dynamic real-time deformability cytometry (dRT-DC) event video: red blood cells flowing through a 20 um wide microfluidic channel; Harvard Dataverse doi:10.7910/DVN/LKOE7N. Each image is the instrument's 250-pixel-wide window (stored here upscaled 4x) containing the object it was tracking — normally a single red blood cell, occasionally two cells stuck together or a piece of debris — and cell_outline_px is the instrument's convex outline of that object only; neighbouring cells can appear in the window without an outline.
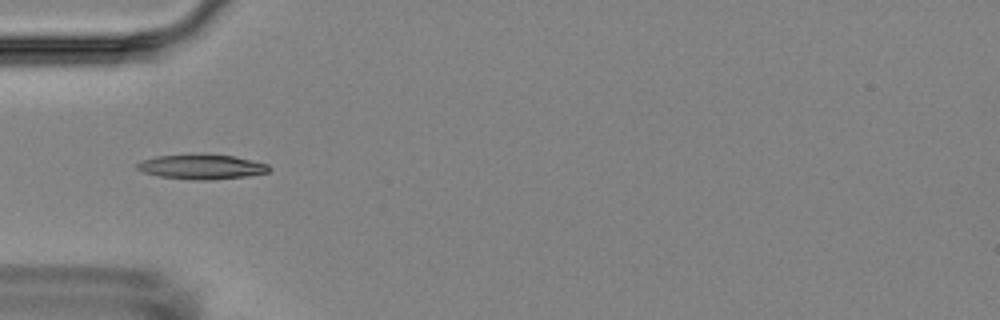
{"species": "Egyptian fruit bat (a non-hibernating species)", "species_latin": "Rousettus aegyptiacus", "temperature_condition": "room temperature", "stored_images_in_passage": 4, "camera_frame_rate_fps": 3000, "um_per_image_px": 0.085, "animal": {"sex": "female"}, "frame": {"image": 1, "passage_image": 4, "time_ms": 3.667, "image_size_px": [1000, 320], "cell_outline_px": [[272, 168], [268, 172], [248, 176], [212, 180], [192, 180], [160, 176], [144, 172], [136, 168], [136, 164], [144, 160], [156, 156], [232, 156], [268, 164]], "centroid_in_image_um": [17.18, 14.22], "position_along_channel_um": 67.8, "area_um2": 18.32}}